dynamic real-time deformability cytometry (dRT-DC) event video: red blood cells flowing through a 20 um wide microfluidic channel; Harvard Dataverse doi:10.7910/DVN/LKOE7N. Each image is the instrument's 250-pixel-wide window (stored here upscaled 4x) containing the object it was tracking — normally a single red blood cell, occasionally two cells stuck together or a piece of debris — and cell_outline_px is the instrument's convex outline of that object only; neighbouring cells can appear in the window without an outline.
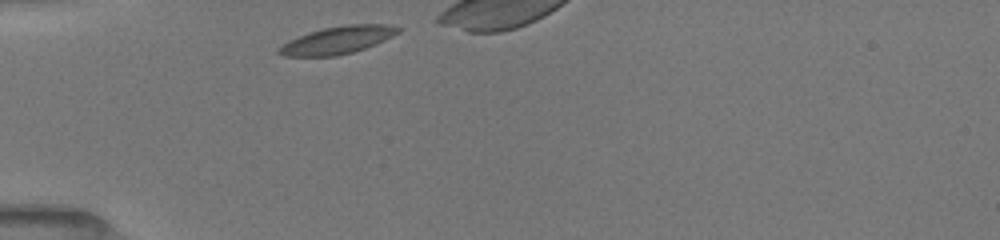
{"species": "common noctule bat (a hibernating species)", "species_latin": "Nyctalus noctula", "temperature_condition": "room temperature", "stored_images_in_passage": 27, "camera_frame_rate_fps": 3000, "um_per_image_px": 0.085, "animal": {"sex": "female", "body_mass_g": 19.5, "forearm_length_mm": 54.1}, "frame": {"image": 1, "passage_image": 1, "time_ms": 0.0, "image_size_px": [1000, 240], "cell_outline_px": [[404, 28], [400, 32], [376, 44], [352, 52], [336, 56], [284, 56], [276, 52], [276, 48], [280, 44], [288, 40], [308, 32], [324, 28], [344, 24], [384, 24]], "centroid_in_image_um": [28.66, 3.4], "position_along_channel_um": 56.3, "area_um2": 19.31}}
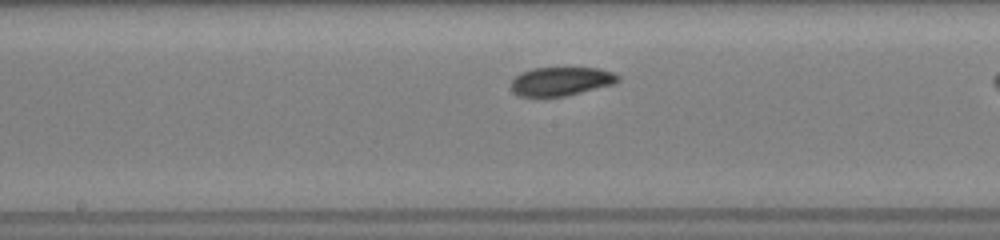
{"frame": {"image": 2, "passage_image": 13, "time_ms": 4.0, "image_size_px": [1000, 240], "cell_outline_px": [[620, 80], [616, 84], [564, 96], [536, 100], [520, 96], [512, 92], [508, 84], [520, 72], [532, 68], [600, 68], [612, 72], [620, 76]], "centroid_in_image_um": [47.62, 6.95], "position_along_channel_um": 200.6, "area_um2": 18.73}}
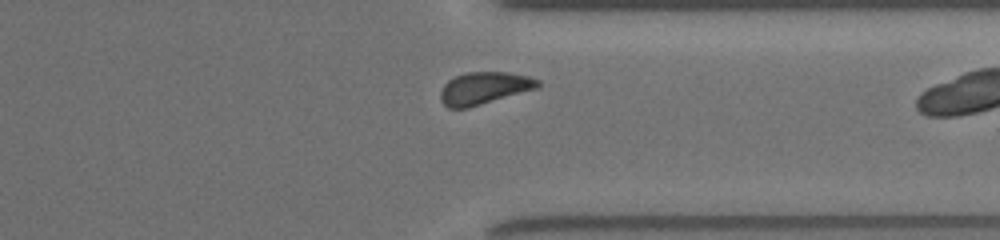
{"frame": {"image": 3, "passage_image": 26, "time_ms": 8.333, "image_size_px": [1000, 240], "cell_outline_px": [[540, 88], [468, 108], [448, 108], [440, 100], [440, 92], [444, 84], [448, 80], [456, 76], [468, 72], [508, 72], [528, 76], [540, 80]], "centroid_in_image_um": [41.18, 7.5], "position_along_channel_um": 370.2, "area_um2": 18.5}}